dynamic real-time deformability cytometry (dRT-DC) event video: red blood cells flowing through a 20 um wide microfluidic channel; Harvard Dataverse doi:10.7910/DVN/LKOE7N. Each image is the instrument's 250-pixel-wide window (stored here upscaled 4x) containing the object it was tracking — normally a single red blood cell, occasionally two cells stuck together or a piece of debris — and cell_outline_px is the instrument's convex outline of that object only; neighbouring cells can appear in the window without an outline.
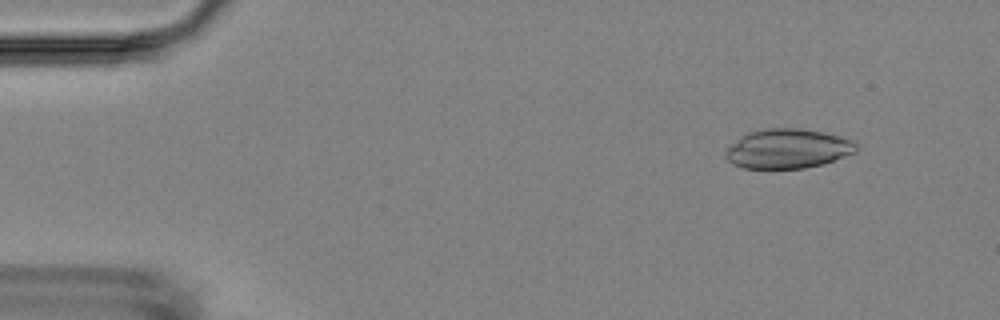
{"species": "Egyptian fruit bat (a non-hibernating species)", "species_latin": "Rousettus aegyptiacus", "temperature_condition": "room temperature", "stored_images_in_passage": 5, "camera_frame_rate_fps": 3000, "um_per_image_px": 0.085, "animal": {"sex": "female"}, "frame": {"image": 1, "passage_image": 2, "time_ms": 1.333, "image_size_px": [1000, 320], "cell_outline_px": [[856, 152], [824, 164], [804, 168], [744, 168], [732, 164], [724, 156], [724, 152], [732, 144], [748, 132], [764, 128], [800, 128], [824, 132], [852, 140], [856, 144]], "centroid_in_image_um": [66.95, 12.64], "position_along_channel_um": 18.0, "area_um2": 30.0}}
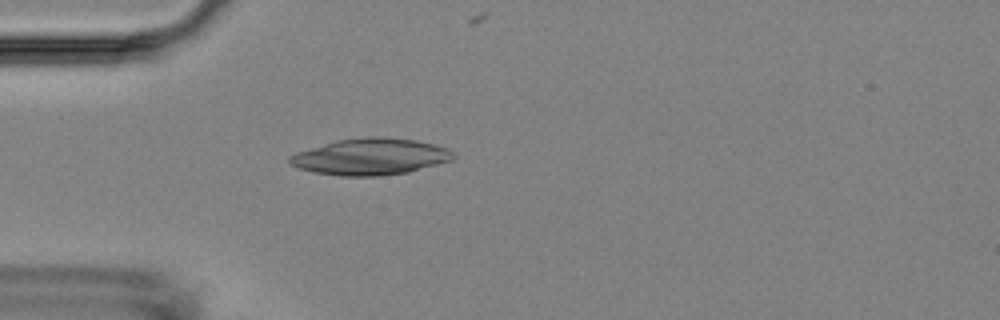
{"frame": {"image": 2, "passage_image": 5, "time_ms": 4.667, "image_size_px": [1000, 320], "cell_outline_px": [[456, 156], [452, 160], [408, 172], [380, 176], [340, 176], [316, 172], [300, 168], [292, 164], [288, 160], [288, 156], [296, 152], [336, 140], [368, 136], [380, 136], [416, 140], [448, 148]], "centroid_in_image_um": [31.49, 13.31], "position_along_channel_um": 53.5, "area_um2": 34.74}}